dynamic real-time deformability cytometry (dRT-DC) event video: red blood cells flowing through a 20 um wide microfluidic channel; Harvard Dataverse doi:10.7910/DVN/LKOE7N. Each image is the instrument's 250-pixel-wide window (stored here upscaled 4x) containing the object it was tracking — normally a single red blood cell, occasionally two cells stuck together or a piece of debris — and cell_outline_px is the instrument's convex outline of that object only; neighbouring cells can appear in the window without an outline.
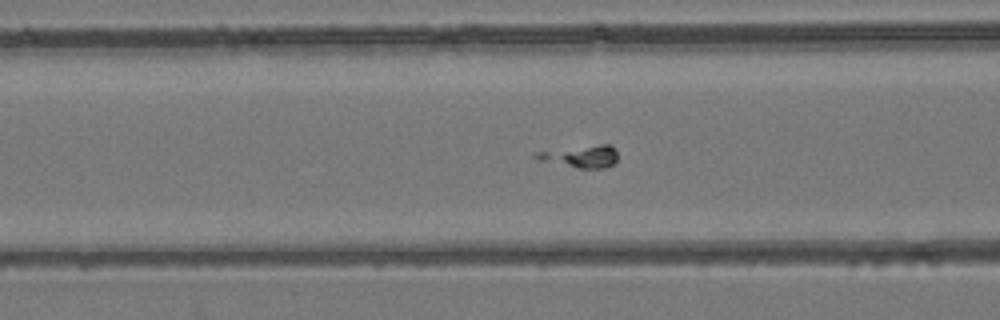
{"species": "common noctule bat (a hibernating species)", "species_latin": "Nyctalus noctula", "temperature_condition": "room temperature", "stored_images_in_passage": 34, "camera_frame_rate_fps": 3000, "um_per_image_px": 0.085, "animal": {"sex": "female", "body_mass_g": 24.6, "forearm_length_mm": 56.2}, "frame": {"image": 1, "passage_image": 4, "time_ms": 1.0, "image_size_px": [1000, 320], "cell_outline_px": [[616, 160], [612, 164], [604, 168], [576, 168], [540, 160], [532, 156], [536, 152], [600, 144], [612, 144], [616, 148]], "centroid_in_image_um": [49.39, 13.29], "position_along_channel_um": 117.2, "area_um2": 10.46}}
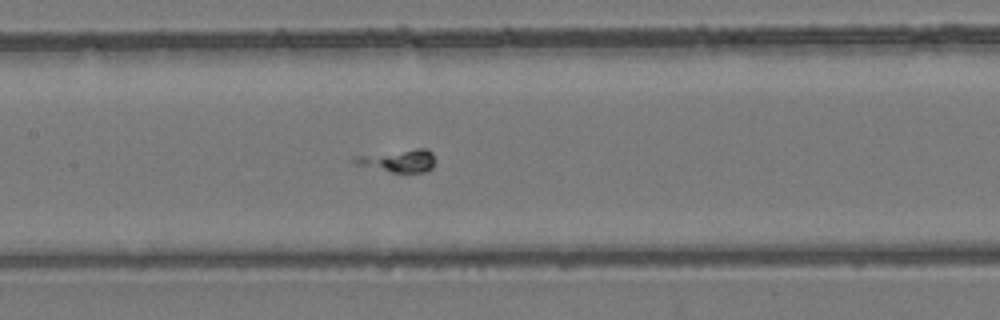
{"frame": {"image": 2, "passage_image": 8, "time_ms": 2.333, "image_size_px": [1000, 320], "cell_outline_px": [[432, 168], [424, 172], [392, 172], [356, 164], [352, 160], [352, 156], [416, 148], [424, 148], [432, 152]], "centroid_in_image_um": [33.82, 13.65], "position_along_channel_um": 173.6, "area_um2": 10.46}}
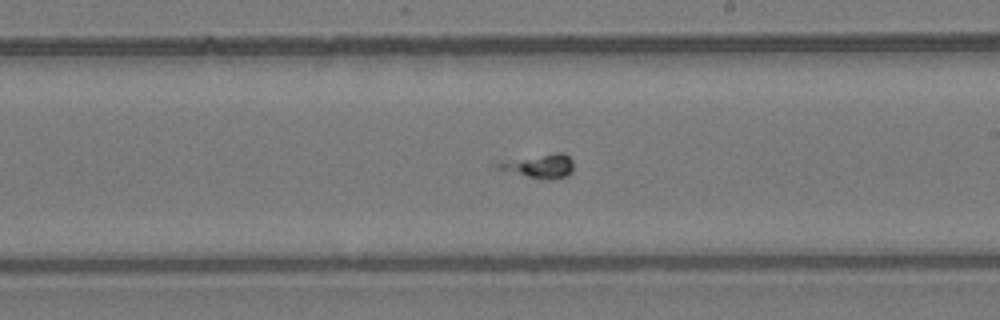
{"frame": {"image": 3, "passage_image": 13, "time_ms": 4.0, "image_size_px": [1000, 320], "cell_outline_px": [[572, 172], [568, 176], [552, 180], [544, 180], [496, 168], [492, 164], [556, 152], [564, 152], [572, 160]], "centroid_in_image_um": [45.93, 14.13], "position_along_channel_um": 243.1, "area_um2": 10.29}}